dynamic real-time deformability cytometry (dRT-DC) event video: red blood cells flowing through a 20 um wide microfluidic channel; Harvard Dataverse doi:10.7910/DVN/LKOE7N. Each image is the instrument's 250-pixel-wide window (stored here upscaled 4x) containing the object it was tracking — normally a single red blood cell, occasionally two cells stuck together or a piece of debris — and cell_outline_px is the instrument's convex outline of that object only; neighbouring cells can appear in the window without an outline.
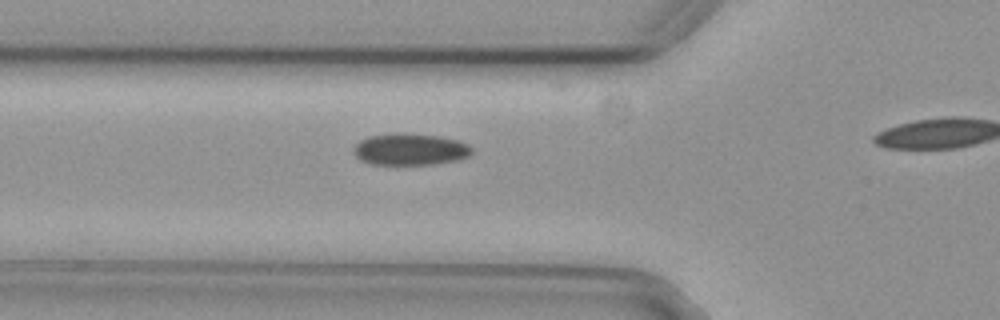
{"species": "common noctule bat (a hibernating species)", "species_latin": "Nyctalus noctula", "temperature_condition": "cold", "stored_images_in_passage": 17, "camera_frame_rate_fps": 3000, "um_per_image_px": 0.085, "animal": {"sex": "female", "body_mass_g": 29.2, "forearm_length_mm": 56.3}, "frame": {"image": 1, "passage_image": 12, "time_ms": 3.667, "image_size_px": [1000, 320], "cell_outline_px": [[472, 152], [468, 156], [460, 160], [432, 164], [368, 164], [360, 160], [352, 152], [356, 144], [360, 140], [368, 136], [440, 136], [456, 140], [468, 144], [472, 148]], "centroid_in_image_um": [34.88, 12.75], "position_along_channel_um": 90.9, "area_um2": 20.98}}